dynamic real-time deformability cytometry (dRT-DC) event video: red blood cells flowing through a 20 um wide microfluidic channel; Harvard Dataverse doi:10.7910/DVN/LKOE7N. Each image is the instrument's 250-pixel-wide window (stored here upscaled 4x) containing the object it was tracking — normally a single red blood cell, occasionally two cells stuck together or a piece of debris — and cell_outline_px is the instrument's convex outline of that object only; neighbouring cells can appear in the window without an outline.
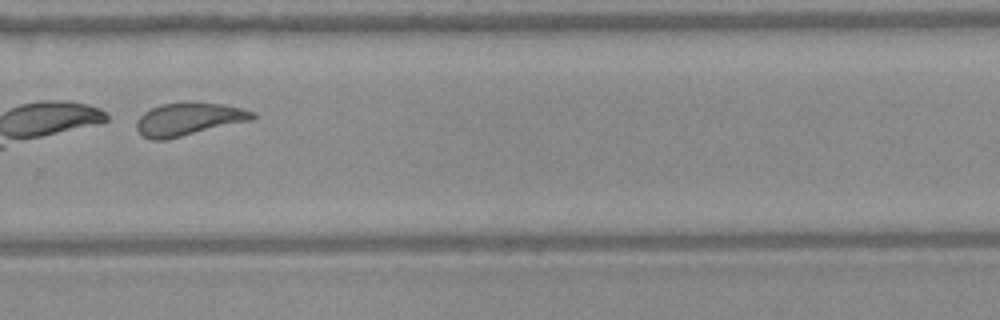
{"species": "Egyptian fruit bat (a non-hibernating species)", "species_latin": "Rousettus aegyptiacus", "temperature_condition": "warm", "stored_images_in_passage": 50, "camera_frame_rate_fps": 3000, "um_per_image_px": 0.085, "frame": {"image": 1, "passage_image": 36, "time_ms": 11.667, "image_size_px": [1000, 320], "cell_outline_px": [[256, 116], [252, 120], [164, 140], [152, 140], [144, 136], [136, 128], [136, 120], [144, 112], [152, 108], [164, 104], [192, 100], [224, 104], [256, 112]], "centroid_in_image_um": [16.05, 10.1], "position_along_channel_um": 313.7, "area_um2": 22.37}, "authors_computed_cell_mechanics": {"area_um2": 22.7443, "velocity_mm_per_s": 4.0782, "shape_relaxation_time_tau1_ms": 1.6043, "shape_relaxation_time_tau2_ms": 3.0944, "deformation_change_tau1": 0.2178, "deformation_change_tau2": 0.0617}}